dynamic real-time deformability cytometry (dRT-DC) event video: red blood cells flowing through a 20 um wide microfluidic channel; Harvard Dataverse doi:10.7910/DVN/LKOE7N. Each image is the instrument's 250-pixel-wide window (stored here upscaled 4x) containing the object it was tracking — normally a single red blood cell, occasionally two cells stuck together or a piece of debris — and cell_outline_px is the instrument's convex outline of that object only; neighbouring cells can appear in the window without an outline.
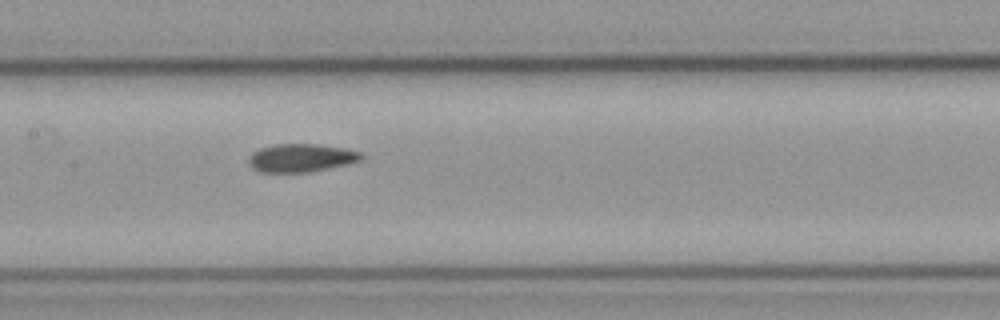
{"species": "common noctule bat (a hibernating species)", "species_latin": "Nyctalus noctula", "temperature_condition": "cold", "stored_images_in_passage": 7, "camera_frame_rate_fps": 3000, "um_per_image_px": 0.085, "animal": {"sex": "male", "body_mass_g": 23.1, "forearm_length_mm": 52.7}, "frame": {"image": 1, "passage_image": 7, "time_ms": 2.0, "image_size_px": [1000, 320], "cell_outline_px": [[364, 156], [360, 160], [344, 164], [308, 172], [260, 172], [252, 168], [248, 164], [248, 160], [252, 152], [260, 148], [272, 144], [320, 144], [344, 148], [360, 152]], "centroid_in_image_um": [25.53, 13.41], "position_along_channel_um": 181.9, "area_um2": 18.38}}